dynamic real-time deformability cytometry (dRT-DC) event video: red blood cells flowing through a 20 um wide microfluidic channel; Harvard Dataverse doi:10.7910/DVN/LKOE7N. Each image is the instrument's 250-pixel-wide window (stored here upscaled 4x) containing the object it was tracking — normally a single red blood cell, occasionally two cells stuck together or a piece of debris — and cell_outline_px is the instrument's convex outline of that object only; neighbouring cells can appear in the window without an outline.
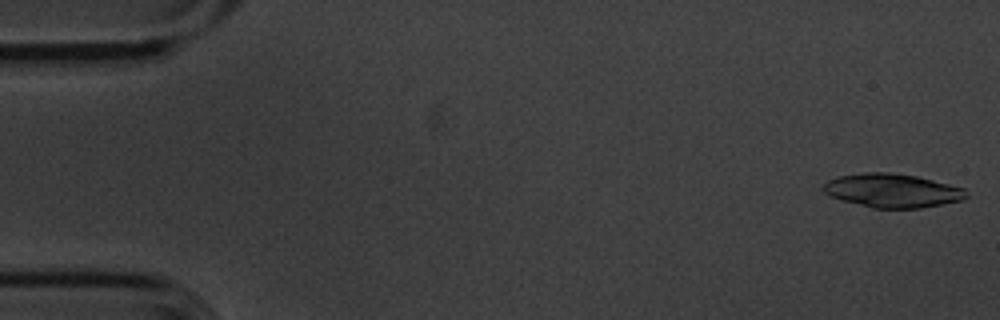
{"species": "common noctule bat (a hibernating species)", "species_latin": "Nyctalus noctula", "temperature_condition": "cold", "stored_images_in_passage": 5, "camera_frame_rate_fps": 3000, "um_per_image_px": 0.085, "animal": {"sex": "male", "body_mass_g": 20.1, "forearm_length_mm": 53.5}, "frame": {"image": 1, "passage_image": 1, "time_ms": 0.0, "image_size_px": [1000, 320], "cell_outline_px": [[968, 196], [964, 200], [920, 208], [872, 208], [844, 200], [832, 196], [824, 192], [820, 188], [828, 180], [840, 176], [864, 172], [888, 172], [916, 176], [964, 188]], "centroid_in_image_um": [75.85, 16.2], "position_along_channel_um": 9.1, "area_um2": 27.92}}